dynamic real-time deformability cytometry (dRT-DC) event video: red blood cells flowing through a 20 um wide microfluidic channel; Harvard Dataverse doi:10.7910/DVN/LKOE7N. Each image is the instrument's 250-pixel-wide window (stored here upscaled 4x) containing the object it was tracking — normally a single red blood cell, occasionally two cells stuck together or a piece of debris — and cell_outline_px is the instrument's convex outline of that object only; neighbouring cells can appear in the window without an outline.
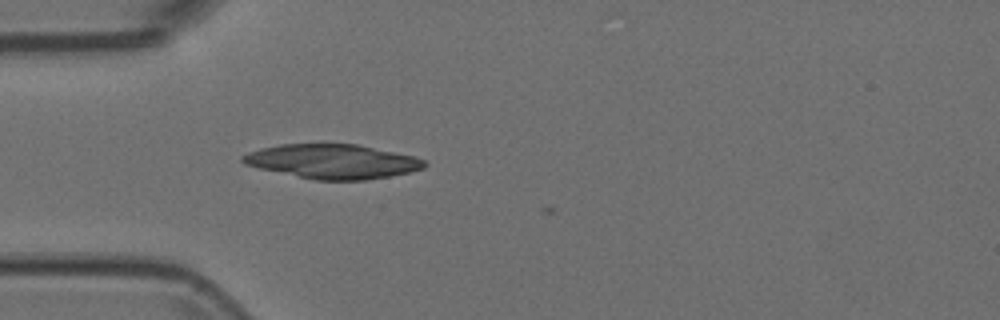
{"species": "Egyptian fruit bat (a non-hibernating species)", "species_latin": "Rousettus aegyptiacus", "temperature_condition": "room temperature", "stored_images_in_passage": 2, "camera_frame_rate_fps": 3000, "um_per_image_px": 0.085, "animal": {"sex": "female"}, "frame": {"image": 1, "passage_image": 1, "time_ms": 0.0, "image_size_px": [1000, 320], "cell_outline_px": [[428, 164], [424, 168], [408, 172], [388, 176], [364, 180], [316, 180], [260, 168], [244, 164], [240, 160], [240, 156], [248, 152], [260, 148], [280, 144], [356, 144], [412, 156], [424, 160]], "centroid_in_image_um": [28.22, 13.72], "position_along_channel_um": 56.8, "area_um2": 36.01}}